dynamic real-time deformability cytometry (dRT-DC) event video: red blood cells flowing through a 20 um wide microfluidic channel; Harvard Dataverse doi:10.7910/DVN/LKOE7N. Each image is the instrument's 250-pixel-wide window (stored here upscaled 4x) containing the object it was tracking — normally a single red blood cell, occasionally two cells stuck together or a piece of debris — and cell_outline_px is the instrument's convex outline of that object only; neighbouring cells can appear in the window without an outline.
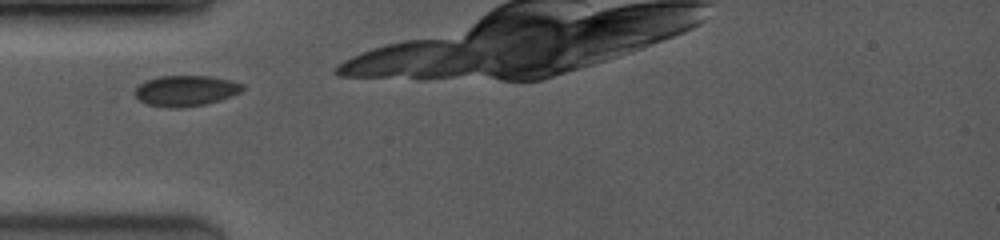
{"species": "common noctule bat (a hibernating species)", "species_latin": "Nyctalus noctula", "temperature_condition": "room temperature", "stored_images_in_passage": 22, "camera_frame_rate_fps": 3500, "um_per_image_px": 0.085, "animal": {"sex": "female", "body_mass_g": 19.0, "forearm_length_mm": 53.3}, "frame": {"image": 1, "passage_image": 1, "time_ms": 0.0, "image_size_px": [1000, 240], "cell_outline_px": [[244, 88], [240, 92], [232, 96], [220, 100], [204, 104], [180, 108], [168, 108], [148, 104], [140, 100], [136, 96], [136, 88], [140, 84], [148, 80], [160, 76], [208, 76], [228, 80], [244, 84]], "centroid_in_image_um": [15.81, 7.72], "position_along_channel_um": 69.2, "area_um2": 19.02}}
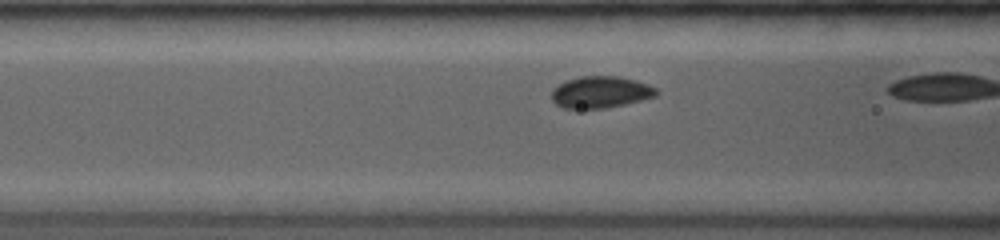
{"frame": {"image": 2, "passage_image": 4, "time_ms": 1.143, "image_size_px": [1000, 240], "cell_outline_px": [[660, 92], [656, 96], [624, 104], [604, 108], [564, 108], [556, 104], [552, 100], [552, 88], [564, 80], [580, 76], [620, 76], [636, 80], [648, 84], [656, 88]], "centroid_in_image_um": [51.04, 7.81], "position_along_channel_um": 115.6, "area_um2": 19.48}}
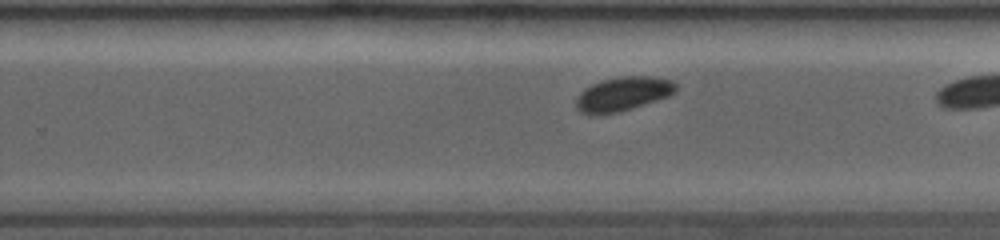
{"frame": {"image": 3, "passage_image": 13, "time_ms": 5.143, "image_size_px": [1000, 240], "cell_outline_px": [[676, 92], [668, 96], [620, 112], [592, 116], [588, 116], [580, 112], [576, 108], [576, 100], [580, 92], [584, 88], [600, 80], [620, 76], [652, 76], [672, 80], [676, 84]], "centroid_in_image_um": [52.91, 7.99], "position_along_channel_um": 276.9, "area_um2": 20.11}}